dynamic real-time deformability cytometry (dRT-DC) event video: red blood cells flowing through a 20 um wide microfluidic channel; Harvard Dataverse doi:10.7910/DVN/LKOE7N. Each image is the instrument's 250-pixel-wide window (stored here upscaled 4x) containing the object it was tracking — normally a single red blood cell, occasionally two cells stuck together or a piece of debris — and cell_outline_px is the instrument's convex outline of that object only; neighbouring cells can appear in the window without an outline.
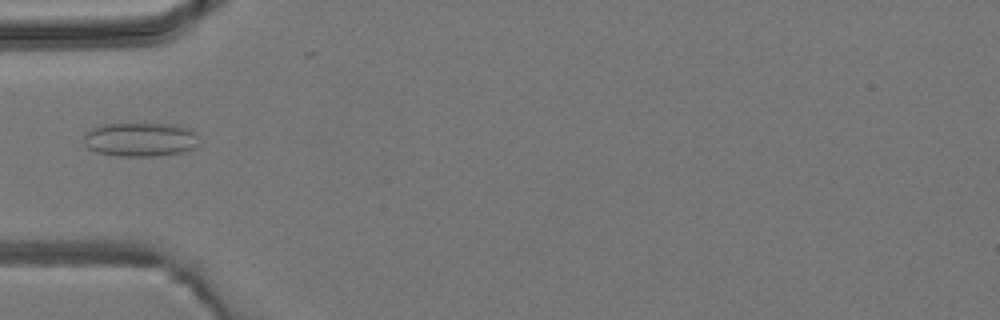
{"species": "common noctule bat (a hibernating species)", "species_latin": "Nyctalus noctula", "temperature_condition": "room temperature", "stored_images_in_passage": 5, "camera_frame_rate_fps": 3000, "um_per_image_px": 0.085, "animal": {"sex": "male", "body_mass_g": 19.2, "forearm_length_mm": 51.8}, "frame": {"image": 1, "passage_image": 4, "time_ms": 4.667, "image_size_px": [1000, 320], "cell_outline_px": [[200, 144], [196, 148], [180, 152], [156, 156], [116, 156], [96, 152], [88, 148], [84, 140], [84, 132], [100, 124], [176, 124], [192, 128], [196, 132]], "centroid_in_image_um": [11.97, 11.85], "position_along_channel_um": 73.0, "area_um2": 23.24}}